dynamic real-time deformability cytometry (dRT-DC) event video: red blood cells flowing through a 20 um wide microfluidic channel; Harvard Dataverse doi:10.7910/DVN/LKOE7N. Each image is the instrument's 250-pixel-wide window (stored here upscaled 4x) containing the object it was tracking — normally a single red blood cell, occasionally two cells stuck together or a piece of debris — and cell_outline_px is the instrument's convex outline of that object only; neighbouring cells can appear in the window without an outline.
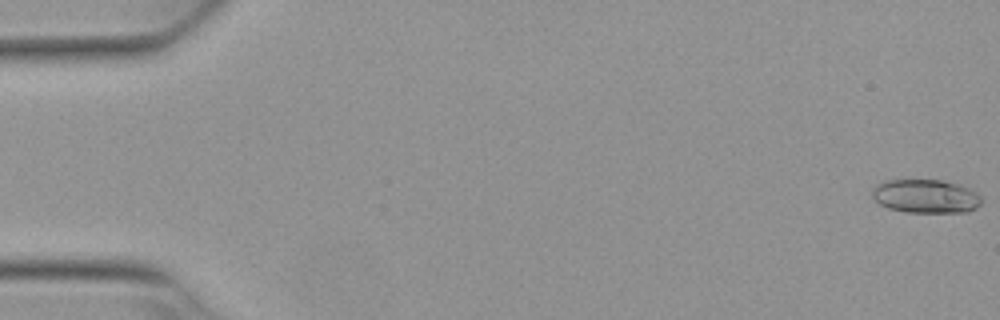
{"species": "Egyptian fruit bat (a non-hibernating species)", "species_latin": "Rousettus aegyptiacus", "temperature_condition": "warm", "stored_images_in_passage": 53, "camera_frame_rate_fps": 3000, "um_per_image_px": 0.085, "animal": {"sex": "female"}, "frame": {"image": 1, "passage_image": 1, "time_ms": 0.0, "image_size_px": [1000, 320], "cell_outline_px": [[980, 204], [976, 208], [968, 212], [904, 212], [888, 208], [880, 204], [872, 196], [872, 188], [876, 184], [888, 180], [944, 180], [960, 184], [976, 192], [980, 196]], "centroid_in_image_um": [78.68, 16.68], "position_along_channel_um": 6.3, "area_um2": 21.5}}
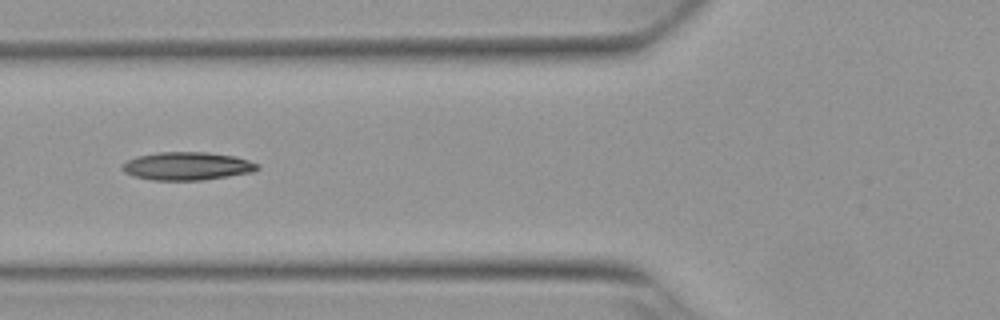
{"frame": {"image": 2, "passage_image": 21, "time_ms": 6.667, "image_size_px": [1000, 320], "cell_outline_px": [[260, 168], [252, 172], [204, 180], [152, 180], [132, 176], [124, 172], [124, 164], [128, 160], [136, 156], [156, 152], [204, 152], [236, 156], [248, 160], [256, 164]], "centroid_in_image_um": [15.9, 14.11], "position_along_channel_um": 109.9, "area_um2": 22.02}}
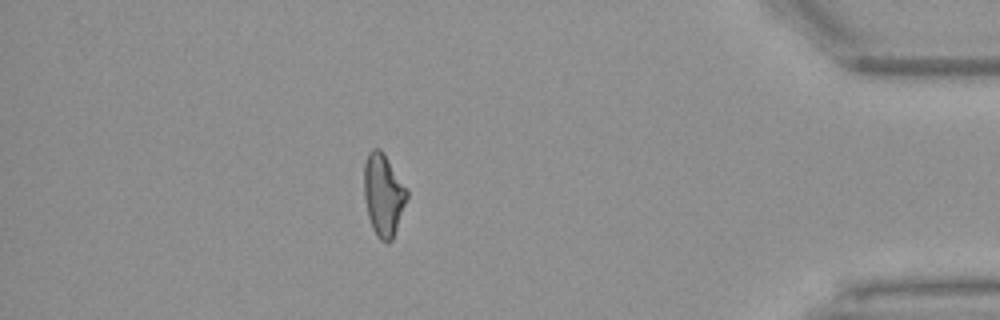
{"frame": {"image": 3, "passage_image": 47, "time_ms": 15.333, "image_size_px": [1000, 320], "cell_outline_px": [[408, 196], [392, 240], [388, 244], [380, 240], [372, 228], [368, 216], [364, 196], [364, 164], [368, 152], [372, 148], [380, 148], [384, 152], [408, 188]], "centroid_in_image_um": [32.59, 16.52], "position_along_channel_um": 402.6, "area_um2": 20.81}, "authors_computed_cell_mechanics": {"area_um2": 20.808, "velocity_mm_per_s": 3.8826, "shape_relaxation_time_tau1_ms": null, "shape_relaxation_time_tau2_ms": 4.2465, "deformation_change_tau1": null, "deformation_change_tau2": 0.1456}}